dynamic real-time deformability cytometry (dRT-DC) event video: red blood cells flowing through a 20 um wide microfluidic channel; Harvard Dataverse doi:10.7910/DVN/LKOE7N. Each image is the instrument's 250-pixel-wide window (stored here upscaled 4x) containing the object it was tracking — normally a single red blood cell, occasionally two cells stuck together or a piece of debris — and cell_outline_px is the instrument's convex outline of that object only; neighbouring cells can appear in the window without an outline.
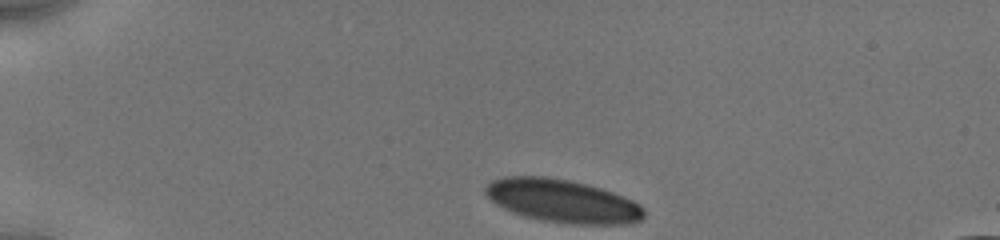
{"species": "human", "species_latin": "Homo sapiens", "temperature_condition": "cold", "stored_images_in_passage": 23, "camera_frame_rate_fps": 3000, "um_per_image_px": 0.085, "donor": {"sex": "male"}, "frame": {"image": 1, "passage_image": 1, "time_ms": 0.0, "image_size_px": [1000, 240], "cell_outline_px": [[644, 216], [640, 220], [628, 224], [572, 224], [544, 220], [524, 216], [504, 208], [496, 204], [484, 192], [484, 188], [492, 180], [504, 176], [544, 176], [568, 180], [600, 188], [612, 192], [632, 200], [640, 204], [644, 208]], "centroid_in_image_um": [47.81, 17.08], "position_along_channel_um": 37.2, "area_um2": 39.54}}
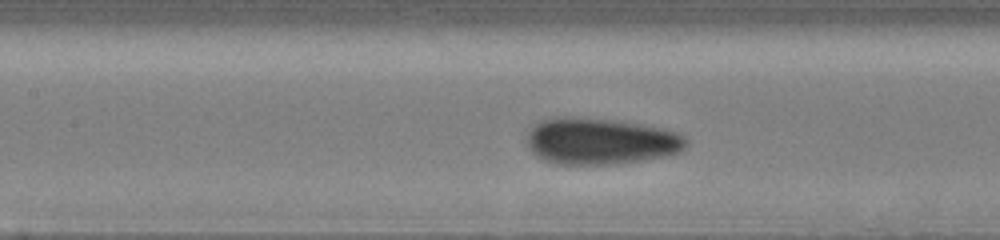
{"frame": {"image": 2, "passage_image": 15, "time_ms": 4.667, "image_size_px": [1000, 240], "cell_outline_px": [[688, 144], [680, 152], [664, 156], [640, 160], [612, 164], [556, 164], [544, 160], [536, 156], [528, 148], [528, 132], [532, 124], [540, 120], [552, 116], [572, 116], [620, 120], [664, 128], [680, 132], [688, 140]], "centroid_in_image_um": [51.03, 11.97], "position_along_channel_um": 156.4, "area_um2": 43.87}}
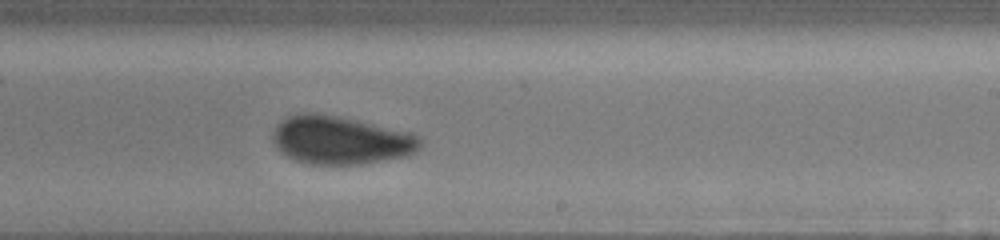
{"frame": {"image": 3, "passage_image": 23, "time_ms": 7.333, "image_size_px": [1000, 240], "cell_outline_px": [[424, 144], [416, 152], [408, 156], [360, 164], [308, 164], [296, 160], [280, 152], [276, 148], [272, 140], [272, 132], [276, 124], [280, 120], [296, 112], [312, 112], [336, 116], [356, 120], [420, 136]], "centroid_in_image_um": [28.9, 11.91], "position_along_channel_um": 260.1, "area_um2": 41.5}}